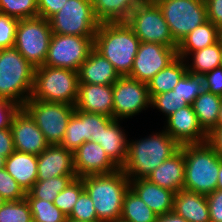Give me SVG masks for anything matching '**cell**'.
Wrapping results in <instances>:
<instances>
[{"label":"cell","instance_id":"6da1fadb","mask_svg":"<svg viewBox=\"0 0 222 222\" xmlns=\"http://www.w3.org/2000/svg\"><path fill=\"white\" fill-rule=\"evenodd\" d=\"M179 149L180 145L165 130L144 139L128 141L127 159L121 169L129 180L147 179Z\"/></svg>","mask_w":222,"mask_h":222},{"label":"cell","instance_id":"7a4b0ae2","mask_svg":"<svg viewBox=\"0 0 222 222\" xmlns=\"http://www.w3.org/2000/svg\"><path fill=\"white\" fill-rule=\"evenodd\" d=\"M140 39L126 22L100 23L94 37V49L112 63L120 76H129Z\"/></svg>","mask_w":222,"mask_h":222},{"label":"cell","instance_id":"3957f363","mask_svg":"<svg viewBox=\"0 0 222 222\" xmlns=\"http://www.w3.org/2000/svg\"><path fill=\"white\" fill-rule=\"evenodd\" d=\"M85 191L91 197L100 222H119L125 193L130 180L120 168L107 174L82 178Z\"/></svg>","mask_w":222,"mask_h":222},{"label":"cell","instance_id":"277c9868","mask_svg":"<svg viewBox=\"0 0 222 222\" xmlns=\"http://www.w3.org/2000/svg\"><path fill=\"white\" fill-rule=\"evenodd\" d=\"M35 67L13 46L0 49V98L20 107L32 96Z\"/></svg>","mask_w":222,"mask_h":222},{"label":"cell","instance_id":"5b68a950","mask_svg":"<svg viewBox=\"0 0 222 222\" xmlns=\"http://www.w3.org/2000/svg\"><path fill=\"white\" fill-rule=\"evenodd\" d=\"M185 180L183 189L208 195L217 189L220 157L207 143L183 145Z\"/></svg>","mask_w":222,"mask_h":222},{"label":"cell","instance_id":"8992f818","mask_svg":"<svg viewBox=\"0 0 222 222\" xmlns=\"http://www.w3.org/2000/svg\"><path fill=\"white\" fill-rule=\"evenodd\" d=\"M78 86V71L41 65L35 67L31 97L44 102L75 105Z\"/></svg>","mask_w":222,"mask_h":222},{"label":"cell","instance_id":"52a82bcc","mask_svg":"<svg viewBox=\"0 0 222 222\" xmlns=\"http://www.w3.org/2000/svg\"><path fill=\"white\" fill-rule=\"evenodd\" d=\"M140 42L177 47L161 8L154 0H141L126 21Z\"/></svg>","mask_w":222,"mask_h":222},{"label":"cell","instance_id":"ba28073f","mask_svg":"<svg viewBox=\"0 0 222 222\" xmlns=\"http://www.w3.org/2000/svg\"><path fill=\"white\" fill-rule=\"evenodd\" d=\"M52 30L49 20L40 16L19 19L14 47L34 67L44 65Z\"/></svg>","mask_w":222,"mask_h":222},{"label":"cell","instance_id":"9c48e42d","mask_svg":"<svg viewBox=\"0 0 222 222\" xmlns=\"http://www.w3.org/2000/svg\"><path fill=\"white\" fill-rule=\"evenodd\" d=\"M49 22L54 34L84 37H95L100 24L91 0H67Z\"/></svg>","mask_w":222,"mask_h":222},{"label":"cell","instance_id":"30bf717a","mask_svg":"<svg viewBox=\"0 0 222 222\" xmlns=\"http://www.w3.org/2000/svg\"><path fill=\"white\" fill-rule=\"evenodd\" d=\"M34 119L49 145L61 144L75 106L66 103L44 102L30 97L22 106Z\"/></svg>","mask_w":222,"mask_h":222},{"label":"cell","instance_id":"8fae6325","mask_svg":"<svg viewBox=\"0 0 222 222\" xmlns=\"http://www.w3.org/2000/svg\"><path fill=\"white\" fill-rule=\"evenodd\" d=\"M161 8L174 41L179 44L191 31L207 21L204 0H154Z\"/></svg>","mask_w":222,"mask_h":222},{"label":"cell","instance_id":"7c38bea8","mask_svg":"<svg viewBox=\"0 0 222 222\" xmlns=\"http://www.w3.org/2000/svg\"><path fill=\"white\" fill-rule=\"evenodd\" d=\"M94 48V37L52 33L44 65L78 71Z\"/></svg>","mask_w":222,"mask_h":222},{"label":"cell","instance_id":"4fadbf2b","mask_svg":"<svg viewBox=\"0 0 222 222\" xmlns=\"http://www.w3.org/2000/svg\"><path fill=\"white\" fill-rule=\"evenodd\" d=\"M147 83L120 76L113 84V119L123 120L151 107Z\"/></svg>","mask_w":222,"mask_h":222},{"label":"cell","instance_id":"5bb4252c","mask_svg":"<svg viewBox=\"0 0 222 222\" xmlns=\"http://www.w3.org/2000/svg\"><path fill=\"white\" fill-rule=\"evenodd\" d=\"M177 57V47L140 42L129 77L148 83Z\"/></svg>","mask_w":222,"mask_h":222},{"label":"cell","instance_id":"9a60e30c","mask_svg":"<svg viewBox=\"0 0 222 222\" xmlns=\"http://www.w3.org/2000/svg\"><path fill=\"white\" fill-rule=\"evenodd\" d=\"M10 128L15 151L39 155L49 146L34 119L23 107L13 116Z\"/></svg>","mask_w":222,"mask_h":222},{"label":"cell","instance_id":"2e32d148","mask_svg":"<svg viewBox=\"0 0 222 222\" xmlns=\"http://www.w3.org/2000/svg\"><path fill=\"white\" fill-rule=\"evenodd\" d=\"M164 130L180 145L207 142L208 133L199 124L192 105H187L167 117Z\"/></svg>","mask_w":222,"mask_h":222},{"label":"cell","instance_id":"e0dca14e","mask_svg":"<svg viewBox=\"0 0 222 222\" xmlns=\"http://www.w3.org/2000/svg\"><path fill=\"white\" fill-rule=\"evenodd\" d=\"M74 170L78 178L107 174L120 169L106 154L102 146L86 141L73 152Z\"/></svg>","mask_w":222,"mask_h":222},{"label":"cell","instance_id":"ac0fdd59","mask_svg":"<svg viewBox=\"0 0 222 222\" xmlns=\"http://www.w3.org/2000/svg\"><path fill=\"white\" fill-rule=\"evenodd\" d=\"M37 180L63 175H76L73 152L60 144L49 145L37 155Z\"/></svg>","mask_w":222,"mask_h":222},{"label":"cell","instance_id":"d6986e66","mask_svg":"<svg viewBox=\"0 0 222 222\" xmlns=\"http://www.w3.org/2000/svg\"><path fill=\"white\" fill-rule=\"evenodd\" d=\"M75 109L113 118V85L79 83Z\"/></svg>","mask_w":222,"mask_h":222},{"label":"cell","instance_id":"ffe728a7","mask_svg":"<svg viewBox=\"0 0 222 222\" xmlns=\"http://www.w3.org/2000/svg\"><path fill=\"white\" fill-rule=\"evenodd\" d=\"M119 77L112 63L94 48L78 70L79 83L113 85Z\"/></svg>","mask_w":222,"mask_h":222},{"label":"cell","instance_id":"44dd1931","mask_svg":"<svg viewBox=\"0 0 222 222\" xmlns=\"http://www.w3.org/2000/svg\"><path fill=\"white\" fill-rule=\"evenodd\" d=\"M130 189L157 215L173 211L175 192L148 179L130 180Z\"/></svg>","mask_w":222,"mask_h":222},{"label":"cell","instance_id":"7402d4cb","mask_svg":"<svg viewBox=\"0 0 222 222\" xmlns=\"http://www.w3.org/2000/svg\"><path fill=\"white\" fill-rule=\"evenodd\" d=\"M160 187L167 188L175 193L183 189L185 180L184 154L179 149L170 158L163 161L147 178Z\"/></svg>","mask_w":222,"mask_h":222},{"label":"cell","instance_id":"603a6c76","mask_svg":"<svg viewBox=\"0 0 222 222\" xmlns=\"http://www.w3.org/2000/svg\"><path fill=\"white\" fill-rule=\"evenodd\" d=\"M173 211L188 222H210L206 195L181 189L174 196Z\"/></svg>","mask_w":222,"mask_h":222},{"label":"cell","instance_id":"cb8c5ba5","mask_svg":"<svg viewBox=\"0 0 222 222\" xmlns=\"http://www.w3.org/2000/svg\"><path fill=\"white\" fill-rule=\"evenodd\" d=\"M37 155L14 151L6 158L5 170L28 192L37 181Z\"/></svg>","mask_w":222,"mask_h":222},{"label":"cell","instance_id":"d4e9b609","mask_svg":"<svg viewBox=\"0 0 222 222\" xmlns=\"http://www.w3.org/2000/svg\"><path fill=\"white\" fill-rule=\"evenodd\" d=\"M128 141L125 132L121 129L119 120L113 119L106 127H102L99 134V144L108 157L122 168L128 154Z\"/></svg>","mask_w":222,"mask_h":222},{"label":"cell","instance_id":"484cf974","mask_svg":"<svg viewBox=\"0 0 222 222\" xmlns=\"http://www.w3.org/2000/svg\"><path fill=\"white\" fill-rule=\"evenodd\" d=\"M187 59L177 56L164 69L159 71L148 83L150 99L157 94L172 91L180 79L188 72Z\"/></svg>","mask_w":222,"mask_h":222},{"label":"cell","instance_id":"4316f807","mask_svg":"<svg viewBox=\"0 0 222 222\" xmlns=\"http://www.w3.org/2000/svg\"><path fill=\"white\" fill-rule=\"evenodd\" d=\"M141 0H91L96 19L100 23L126 22Z\"/></svg>","mask_w":222,"mask_h":222},{"label":"cell","instance_id":"83f0119b","mask_svg":"<svg viewBox=\"0 0 222 222\" xmlns=\"http://www.w3.org/2000/svg\"><path fill=\"white\" fill-rule=\"evenodd\" d=\"M218 27L207 20L196 27L177 45V56L182 59L195 51L211 46L217 42Z\"/></svg>","mask_w":222,"mask_h":222},{"label":"cell","instance_id":"f1b7e54d","mask_svg":"<svg viewBox=\"0 0 222 222\" xmlns=\"http://www.w3.org/2000/svg\"><path fill=\"white\" fill-rule=\"evenodd\" d=\"M221 101V96L204 89L192 104L199 124L207 133L217 125Z\"/></svg>","mask_w":222,"mask_h":222},{"label":"cell","instance_id":"f546056e","mask_svg":"<svg viewBox=\"0 0 222 222\" xmlns=\"http://www.w3.org/2000/svg\"><path fill=\"white\" fill-rule=\"evenodd\" d=\"M157 214L130 188L125 193L119 222H156Z\"/></svg>","mask_w":222,"mask_h":222},{"label":"cell","instance_id":"4dcf8cb0","mask_svg":"<svg viewBox=\"0 0 222 222\" xmlns=\"http://www.w3.org/2000/svg\"><path fill=\"white\" fill-rule=\"evenodd\" d=\"M192 64L187 62L188 73L203 76L205 73L221 66V46L218 42L198 51L192 52Z\"/></svg>","mask_w":222,"mask_h":222},{"label":"cell","instance_id":"1f68e13d","mask_svg":"<svg viewBox=\"0 0 222 222\" xmlns=\"http://www.w3.org/2000/svg\"><path fill=\"white\" fill-rule=\"evenodd\" d=\"M76 177L77 175H63L46 180H37L28 193L35 199L53 203L56 196Z\"/></svg>","mask_w":222,"mask_h":222},{"label":"cell","instance_id":"d6a6232c","mask_svg":"<svg viewBox=\"0 0 222 222\" xmlns=\"http://www.w3.org/2000/svg\"><path fill=\"white\" fill-rule=\"evenodd\" d=\"M26 200L28 201L33 216V222H66L67 216L52 202L35 199L26 192Z\"/></svg>","mask_w":222,"mask_h":222},{"label":"cell","instance_id":"836d02e7","mask_svg":"<svg viewBox=\"0 0 222 222\" xmlns=\"http://www.w3.org/2000/svg\"><path fill=\"white\" fill-rule=\"evenodd\" d=\"M85 142L83 130V111L76 110L70 117L61 146L74 152Z\"/></svg>","mask_w":222,"mask_h":222},{"label":"cell","instance_id":"e575fe53","mask_svg":"<svg viewBox=\"0 0 222 222\" xmlns=\"http://www.w3.org/2000/svg\"><path fill=\"white\" fill-rule=\"evenodd\" d=\"M0 13L18 20L37 17V0H0Z\"/></svg>","mask_w":222,"mask_h":222},{"label":"cell","instance_id":"d590c367","mask_svg":"<svg viewBox=\"0 0 222 222\" xmlns=\"http://www.w3.org/2000/svg\"><path fill=\"white\" fill-rule=\"evenodd\" d=\"M0 222H33L30 205L25 199L7 201L0 207Z\"/></svg>","mask_w":222,"mask_h":222},{"label":"cell","instance_id":"8d00e7d4","mask_svg":"<svg viewBox=\"0 0 222 222\" xmlns=\"http://www.w3.org/2000/svg\"><path fill=\"white\" fill-rule=\"evenodd\" d=\"M203 76L186 73L175 85V91L188 105H192L195 98L204 90Z\"/></svg>","mask_w":222,"mask_h":222},{"label":"cell","instance_id":"74e56055","mask_svg":"<svg viewBox=\"0 0 222 222\" xmlns=\"http://www.w3.org/2000/svg\"><path fill=\"white\" fill-rule=\"evenodd\" d=\"M83 190L82 178L76 177L56 196L53 204L68 217Z\"/></svg>","mask_w":222,"mask_h":222},{"label":"cell","instance_id":"f35d334b","mask_svg":"<svg viewBox=\"0 0 222 222\" xmlns=\"http://www.w3.org/2000/svg\"><path fill=\"white\" fill-rule=\"evenodd\" d=\"M112 117L99 113H90L83 111V130L86 141H93L99 144V134L102 127H106Z\"/></svg>","mask_w":222,"mask_h":222},{"label":"cell","instance_id":"ab89813d","mask_svg":"<svg viewBox=\"0 0 222 222\" xmlns=\"http://www.w3.org/2000/svg\"><path fill=\"white\" fill-rule=\"evenodd\" d=\"M187 105L186 101L173 90L154 95L150 101V106L156 107L166 118Z\"/></svg>","mask_w":222,"mask_h":222},{"label":"cell","instance_id":"60d3db41","mask_svg":"<svg viewBox=\"0 0 222 222\" xmlns=\"http://www.w3.org/2000/svg\"><path fill=\"white\" fill-rule=\"evenodd\" d=\"M67 219L87 222H100L98 220L93 201L85 189L80 193L78 200Z\"/></svg>","mask_w":222,"mask_h":222},{"label":"cell","instance_id":"b9f144b4","mask_svg":"<svg viewBox=\"0 0 222 222\" xmlns=\"http://www.w3.org/2000/svg\"><path fill=\"white\" fill-rule=\"evenodd\" d=\"M0 194L7 201H21L26 197V192L5 168L0 169Z\"/></svg>","mask_w":222,"mask_h":222},{"label":"cell","instance_id":"7bdbcfd3","mask_svg":"<svg viewBox=\"0 0 222 222\" xmlns=\"http://www.w3.org/2000/svg\"><path fill=\"white\" fill-rule=\"evenodd\" d=\"M18 19L0 13V49L14 46Z\"/></svg>","mask_w":222,"mask_h":222},{"label":"cell","instance_id":"ee69618b","mask_svg":"<svg viewBox=\"0 0 222 222\" xmlns=\"http://www.w3.org/2000/svg\"><path fill=\"white\" fill-rule=\"evenodd\" d=\"M205 90L222 97V67H217L203 75Z\"/></svg>","mask_w":222,"mask_h":222},{"label":"cell","instance_id":"f6af8a7d","mask_svg":"<svg viewBox=\"0 0 222 222\" xmlns=\"http://www.w3.org/2000/svg\"><path fill=\"white\" fill-rule=\"evenodd\" d=\"M210 222H222V189H216L213 193L206 195Z\"/></svg>","mask_w":222,"mask_h":222},{"label":"cell","instance_id":"bcb514c9","mask_svg":"<svg viewBox=\"0 0 222 222\" xmlns=\"http://www.w3.org/2000/svg\"><path fill=\"white\" fill-rule=\"evenodd\" d=\"M19 108L18 104L0 98V129L10 128L13 116Z\"/></svg>","mask_w":222,"mask_h":222},{"label":"cell","instance_id":"7dc6e473","mask_svg":"<svg viewBox=\"0 0 222 222\" xmlns=\"http://www.w3.org/2000/svg\"><path fill=\"white\" fill-rule=\"evenodd\" d=\"M67 0H37L38 16L49 20L65 4Z\"/></svg>","mask_w":222,"mask_h":222},{"label":"cell","instance_id":"c3c4849f","mask_svg":"<svg viewBox=\"0 0 222 222\" xmlns=\"http://www.w3.org/2000/svg\"><path fill=\"white\" fill-rule=\"evenodd\" d=\"M206 4L207 20L216 27L222 26V0H204Z\"/></svg>","mask_w":222,"mask_h":222},{"label":"cell","instance_id":"681fc988","mask_svg":"<svg viewBox=\"0 0 222 222\" xmlns=\"http://www.w3.org/2000/svg\"><path fill=\"white\" fill-rule=\"evenodd\" d=\"M14 151L11 128L0 129V155L7 158Z\"/></svg>","mask_w":222,"mask_h":222},{"label":"cell","instance_id":"f907efd6","mask_svg":"<svg viewBox=\"0 0 222 222\" xmlns=\"http://www.w3.org/2000/svg\"><path fill=\"white\" fill-rule=\"evenodd\" d=\"M207 143L222 160V126H215L209 133Z\"/></svg>","mask_w":222,"mask_h":222},{"label":"cell","instance_id":"816d5d0a","mask_svg":"<svg viewBox=\"0 0 222 222\" xmlns=\"http://www.w3.org/2000/svg\"><path fill=\"white\" fill-rule=\"evenodd\" d=\"M156 222H188L183 217L171 211L162 215H158Z\"/></svg>","mask_w":222,"mask_h":222},{"label":"cell","instance_id":"f5cc1de1","mask_svg":"<svg viewBox=\"0 0 222 222\" xmlns=\"http://www.w3.org/2000/svg\"><path fill=\"white\" fill-rule=\"evenodd\" d=\"M217 189H222V160H220V169L218 174Z\"/></svg>","mask_w":222,"mask_h":222},{"label":"cell","instance_id":"db71d44e","mask_svg":"<svg viewBox=\"0 0 222 222\" xmlns=\"http://www.w3.org/2000/svg\"><path fill=\"white\" fill-rule=\"evenodd\" d=\"M217 42L222 47V26L218 27V36H217Z\"/></svg>","mask_w":222,"mask_h":222},{"label":"cell","instance_id":"11a10c76","mask_svg":"<svg viewBox=\"0 0 222 222\" xmlns=\"http://www.w3.org/2000/svg\"><path fill=\"white\" fill-rule=\"evenodd\" d=\"M216 126H222V101H221V107L219 110L218 121H217Z\"/></svg>","mask_w":222,"mask_h":222},{"label":"cell","instance_id":"9f6ffc18","mask_svg":"<svg viewBox=\"0 0 222 222\" xmlns=\"http://www.w3.org/2000/svg\"><path fill=\"white\" fill-rule=\"evenodd\" d=\"M6 158L0 155V169L5 167Z\"/></svg>","mask_w":222,"mask_h":222},{"label":"cell","instance_id":"6f0895ef","mask_svg":"<svg viewBox=\"0 0 222 222\" xmlns=\"http://www.w3.org/2000/svg\"><path fill=\"white\" fill-rule=\"evenodd\" d=\"M7 202V200L0 194V207L4 205Z\"/></svg>","mask_w":222,"mask_h":222},{"label":"cell","instance_id":"680465c9","mask_svg":"<svg viewBox=\"0 0 222 222\" xmlns=\"http://www.w3.org/2000/svg\"><path fill=\"white\" fill-rule=\"evenodd\" d=\"M66 222H87V221H79V220L67 219Z\"/></svg>","mask_w":222,"mask_h":222},{"label":"cell","instance_id":"91938a15","mask_svg":"<svg viewBox=\"0 0 222 222\" xmlns=\"http://www.w3.org/2000/svg\"><path fill=\"white\" fill-rule=\"evenodd\" d=\"M221 67H222V47H221Z\"/></svg>","mask_w":222,"mask_h":222}]
</instances>
